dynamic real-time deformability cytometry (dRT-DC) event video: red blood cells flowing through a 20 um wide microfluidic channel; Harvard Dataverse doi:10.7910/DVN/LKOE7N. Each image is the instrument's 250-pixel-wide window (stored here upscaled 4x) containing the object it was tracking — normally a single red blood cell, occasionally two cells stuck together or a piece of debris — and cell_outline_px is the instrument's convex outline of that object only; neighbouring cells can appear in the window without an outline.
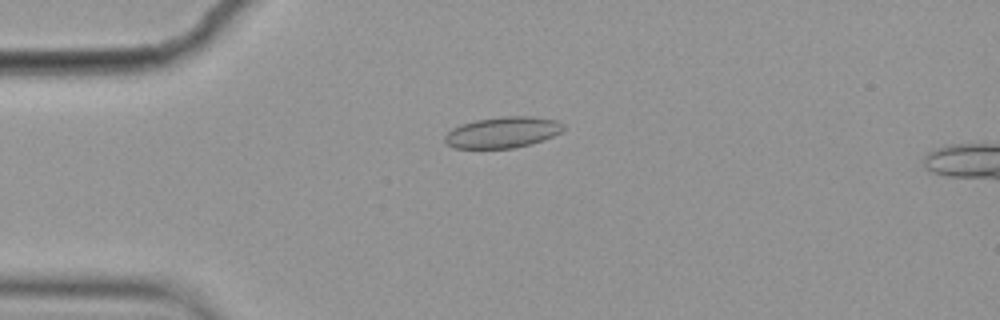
{"species": "common noctule bat (a hibernating species)", "species_latin": "Nyctalus noctula", "temperature_condition": "cold", "stored_images_in_passage": 5, "camera_frame_rate_fps": 3000, "um_per_image_px": 0.085, "animal": {"sex": "female", "body_mass_g": 19.9}, "frame": {"image": 1, "passage_image": 4, "time_ms": 1.0, "image_size_px": [1000, 320], "cell_outline_px": [[564, 132], [544, 140], [512, 148], [456, 148], [448, 144], [444, 140], [444, 136], [452, 128], [460, 124], [476, 120], [500, 116], [532, 116], [556, 120], [564, 124]], "centroid_in_image_um": [42.75, 11.24], "position_along_channel_um": 42.2, "area_um2": 21.56}}